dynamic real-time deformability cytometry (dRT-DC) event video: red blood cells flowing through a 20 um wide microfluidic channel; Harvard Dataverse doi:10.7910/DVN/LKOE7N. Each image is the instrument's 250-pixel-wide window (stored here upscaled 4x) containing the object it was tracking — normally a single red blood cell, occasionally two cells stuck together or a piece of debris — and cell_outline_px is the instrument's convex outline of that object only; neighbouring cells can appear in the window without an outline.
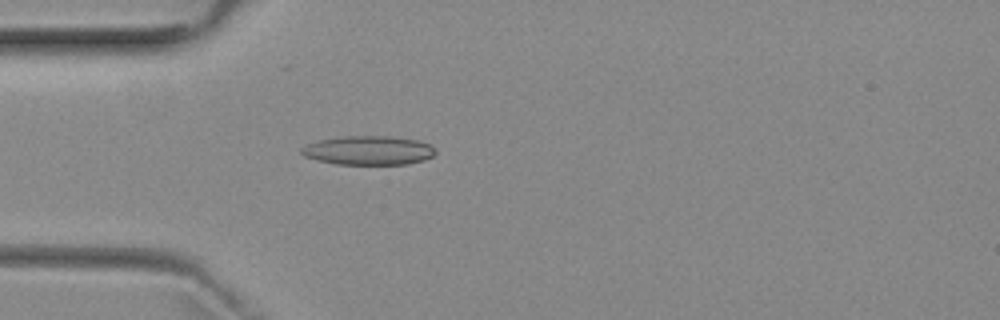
{"species": "common noctule bat (a hibernating species)", "species_latin": "Nyctalus noctula", "temperature_condition": "room temperature", "stored_images_in_passage": 5, "camera_frame_rate_fps": 3000, "um_per_image_px": 0.085, "animal": {"sex": "female", "body_mass_g": 29.2, "forearm_length_mm": 56.3}, "frame": {"image": 1, "passage_image": 5, "time_ms": 4.667, "image_size_px": [1000, 320], "cell_outline_px": [[436, 152], [432, 156], [424, 160], [408, 164], [336, 164], [316, 160], [304, 156], [300, 152], [300, 148], [308, 144], [320, 140], [340, 136], [388, 136], [416, 140], [428, 144], [436, 148]], "centroid_in_image_um": [31.31, 12.78], "position_along_channel_um": 53.7, "area_um2": 22.66}}